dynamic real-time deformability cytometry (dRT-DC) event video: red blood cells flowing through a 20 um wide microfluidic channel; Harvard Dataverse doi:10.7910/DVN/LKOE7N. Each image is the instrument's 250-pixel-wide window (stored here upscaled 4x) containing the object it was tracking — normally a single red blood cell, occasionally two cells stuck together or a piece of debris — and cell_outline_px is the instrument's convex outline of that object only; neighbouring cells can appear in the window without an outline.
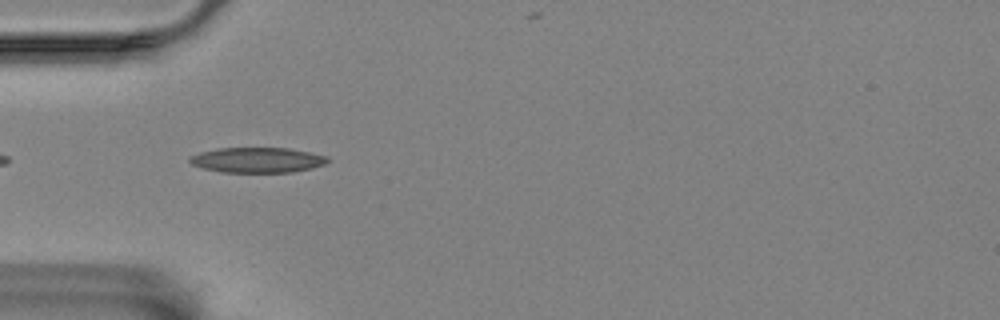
{"species": "Egyptian fruit bat (a non-hibernating species)", "species_latin": "Rousettus aegyptiacus", "temperature_condition": "room temperature", "stored_images_in_passage": 34, "camera_frame_rate_fps": 3000, "um_per_image_px": 0.085, "animal": {"sex": "female"}, "frame": {"image": 1, "passage_image": 3, "time_ms": 0.667, "image_size_px": [1000, 320], "cell_outline_px": [[328, 160], [324, 164], [312, 168], [292, 172], [220, 172], [204, 168], [192, 164], [188, 160], [188, 156], [200, 152], [220, 148], [288, 148], [328, 156]], "centroid_in_image_um": [21.85, 13.6], "position_along_channel_um": 63.2, "area_um2": 20.17}}
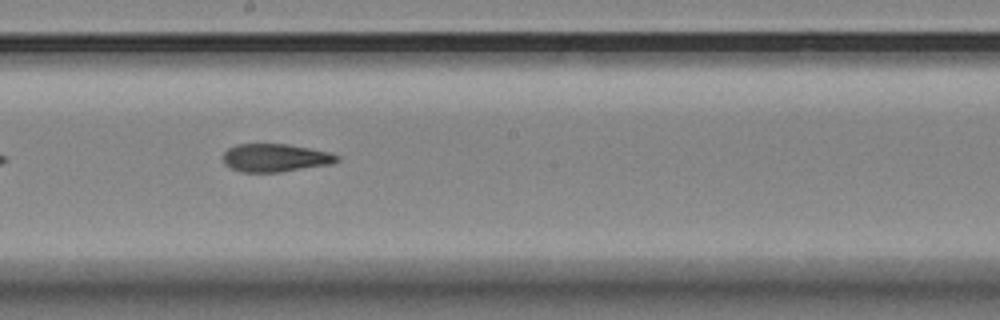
{"frame": {"image": 2, "passage_image": 17, "time_ms": 5.333, "image_size_px": [1000, 320], "cell_outline_px": [[340, 160], [332, 164], [280, 172], [244, 172], [232, 168], [224, 164], [224, 152], [228, 148], [236, 144], [288, 144], [328, 152], [340, 156]], "centroid_in_image_um": [23.42, 13.41], "position_along_channel_um": 224.8, "area_um2": 18.55}}
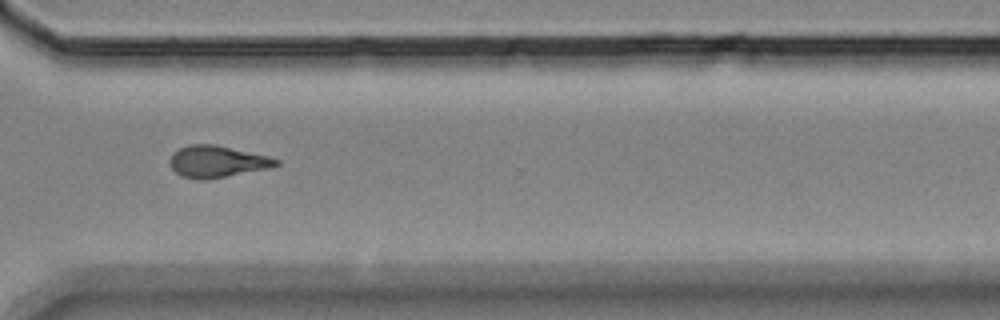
{"frame": {"image": 3, "passage_image": 28, "time_ms": 9.0, "image_size_px": [1000, 320], "cell_outline_px": [[280, 164], [272, 168], [204, 180], [200, 180], [184, 176], [176, 172], [172, 168], [168, 160], [180, 148], [188, 144], [216, 144], [268, 156], [280, 160]], "centroid_in_image_um": [18.49, 13.73], "position_along_channel_um": 352.1, "area_um2": 19.59}, "authors_computed_cell_mechanics": {"area_um2": 19.1029, "velocity_mm_per_s": 3.4784, "shape_relaxation_time_tau1_ms": null, "shape_relaxation_time_tau2_ms": 4.3616, "deformation_change_tau1": null, "deformation_change_tau2": 0.1334}}